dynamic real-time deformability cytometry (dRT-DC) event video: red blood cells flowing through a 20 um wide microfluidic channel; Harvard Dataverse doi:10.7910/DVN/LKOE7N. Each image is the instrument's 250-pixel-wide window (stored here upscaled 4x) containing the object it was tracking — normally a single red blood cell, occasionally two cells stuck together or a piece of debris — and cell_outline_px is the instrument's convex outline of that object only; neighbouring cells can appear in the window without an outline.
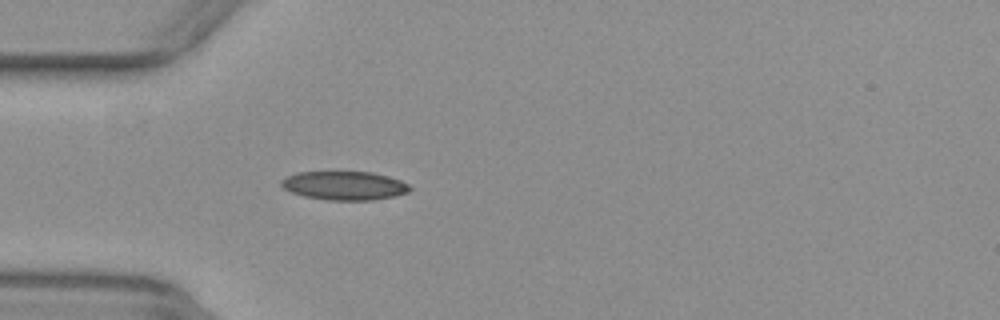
{"species": "common noctule bat (a hibernating species)", "species_latin": "Nyctalus noctula", "temperature_condition": "warm", "stored_images_in_passage": 41, "camera_frame_rate_fps": 3000, "um_per_image_px": 0.085, "animal": {"sex": "female", "body_mass_g": 29.2, "forearm_length_mm": 56.3}, "frame": {"image": 1, "passage_image": 4, "time_ms": 1.0, "image_size_px": [1000, 320], "cell_outline_px": [[412, 188], [408, 192], [396, 196], [372, 200], [328, 200], [304, 196], [292, 192], [284, 188], [280, 184], [280, 180], [296, 172], [372, 172], [388, 176], [400, 180], [408, 184]], "centroid_in_image_um": [29.29, 15.77], "position_along_channel_um": 55.7, "area_um2": 21.5}}
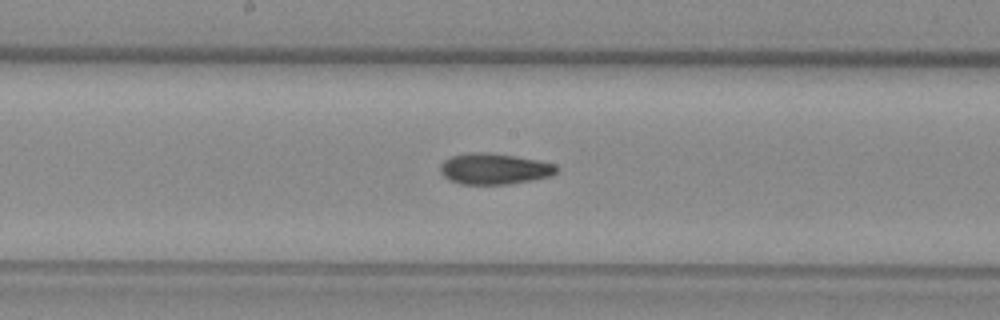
{"frame": {"image": 2, "passage_image": 16, "time_ms": 5.0, "image_size_px": [1000, 320], "cell_outline_px": [[560, 168], [552, 176], [532, 180], [508, 184], [460, 184], [448, 180], [440, 172], [440, 164], [444, 160], [452, 156], [472, 152], [488, 152], [516, 156], [556, 164]], "centroid_in_image_um": [42.02, 14.35], "position_along_channel_um": 206.2, "area_um2": 21.15}}
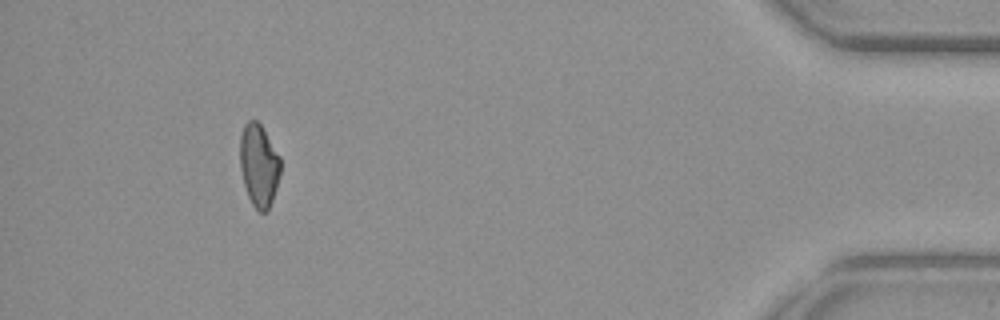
{"frame": {"image": 3, "passage_image": 37, "time_ms": 12.0, "image_size_px": [1000, 320], "cell_outline_px": [[280, 172], [276, 188], [268, 212], [260, 212], [252, 204], [248, 196], [244, 184], [240, 168], [240, 136], [244, 124], [248, 120], [256, 120], [260, 124], [280, 156]], "centroid_in_image_um": [22.0, 14.05], "position_along_channel_um": 413.2, "area_um2": 19.42}, "authors_computed_cell_mechanics": {"area_um2": 20.6346, "velocity_mm_per_s": 3.9058, "shape_relaxation_time_tau1_ms": null, "shape_relaxation_time_tau2_ms": 5.0086, "deformation_change_tau1": null, "deformation_change_tau2": 0.112}}